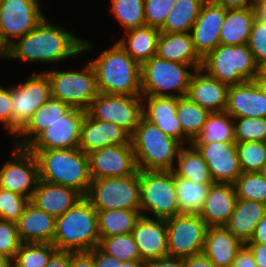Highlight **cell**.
<instances>
[{
	"mask_svg": "<svg viewBox=\"0 0 266 267\" xmlns=\"http://www.w3.org/2000/svg\"><path fill=\"white\" fill-rule=\"evenodd\" d=\"M46 17L29 33L20 37L5 50V58L23 61L58 63L93 48L63 27L47 23Z\"/></svg>",
	"mask_w": 266,
	"mask_h": 267,
	"instance_id": "obj_1",
	"label": "cell"
},
{
	"mask_svg": "<svg viewBox=\"0 0 266 267\" xmlns=\"http://www.w3.org/2000/svg\"><path fill=\"white\" fill-rule=\"evenodd\" d=\"M99 93L141 96V65L114 43L91 60Z\"/></svg>",
	"mask_w": 266,
	"mask_h": 267,
	"instance_id": "obj_2",
	"label": "cell"
},
{
	"mask_svg": "<svg viewBox=\"0 0 266 267\" xmlns=\"http://www.w3.org/2000/svg\"><path fill=\"white\" fill-rule=\"evenodd\" d=\"M39 166V180L71 187L85 196L92 181L88 155L79 148L29 150Z\"/></svg>",
	"mask_w": 266,
	"mask_h": 267,
	"instance_id": "obj_3",
	"label": "cell"
},
{
	"mask_svg": "<svg viewBox=\"0 0 266 267\" xmlns=\"http://www.w3.org/2000/svg\"><path fill=\"white\" fill-rule=\"evenodd\" d=\"M99 241L97 210L85 197L55 219L52 244L57 250L86 252Z\"/></svg>",
	"mask_w": 266,
	"mask_h": 267,
	"instance_id": "obj_4",
	"label": "cell"
},
{
	"mask_svg": "<svg viewBox=\"0 0 266 267\" xmlns=\"http://www.w3.org/2000/svg\"><path fill=\"white\" fill-rule=\"evenodd\" d=\"M130 141L138 170L172 171L183 147L144 117L130 136Z\"/></svg>",
	"mask_w": 266,
	"mask_h": 267,
	"instance_id": "obj_5",
	"label": "cell"
},
{
	"mask_svg": "<svg viewBox=\"0 0 266 267\" xmlns=\"http://www.w3.org/2000/svg\"><path fill=\"white\" fill-rule=\"evenodd\" d=\"M201 69L228 86L256 80L260 74V68L247 44L220 43L202 59Z\"/></svg>",
	"mask_w": 266,
	"mask_h": 267,
	"instance_id": "obj_6",
	"label": "cell"
},
{
	"mask_svg": "<svg viewBox=\"0 0 266 267\" xmlns=\"http://www.w3.org/2000/svg\"><path fill=\"white\" fill-rule=\"evenodd\" d=\"M192 68V71L188 69ZM194 67L164 60L158 55L141 65V96H186ZM175 90L177 94L169 92Z\"/></svg>",
	"mask_w": 266,
	"mask_h": 267,
	"instance_id": "obj_7",
	"label": "cell"
},
{
	"mask_svg": "<svg viewBox=\"0 0 266 267\" xmlns=\"http://www.w3.org/2000/svg\"><path fill=\"white\" fill-rule=\"evenodd\" d=\"M139 182L141 215L166 220L180 214L172 171L139 170Z\"/></svg>",
	"mask_w": 266,
	"mask_h": 267,
	"instance_id": "obj_8",
	"label": "cell"
},
{
	"mask_svg": "<svg viewBox=\"0 0 266 267\" xmlns=\"http://www.w3.org/2000/svg\"><path fill=\"white\" fill-rule=\"evenodd\" d=\"M84 197L96 210H140L139 170L126 177L94 179Z\"/></svg>",
	"mask_w": 266,
	"mask_h": 267,
	"instance_id": "obj_9",
	"label": "cell"
},
{
	"mask_svg": "<svg viewBox=\"0 0 266 267\" xmlns=\"http://www.w3.org/2000/svg\"><path fill=\"white\" fill-rule=\"evenodd\" d=\"M44 73L50 81L51 96L71 108L87 110L99 95L96 74L90 62L80 72L48 70Z\"/></svg>",
	"mask_w": 266,
	"mask_h": 267,
	"instance_id": "obj_10",
	"label": "cell"
},
{
	"mask_svg": "<svg viewBox=\"0 0 266 267\" xmlns=\"http://www.w3.org/2000/svg\"><path fill=\"white\" fill-rule=\"evenodd\" d=\"M86 112L97 120L113 122L130 136L143 117L141 96L99 93Z\"/></svg>",
	"mask_w": 266,
	"mask_h": 267,
	"instance_id": "obj_11",
	"label": "cell"
},
{
	"mask_svg": "<svg viewBox=\"0 0 266 267\" xmlns=\"http://www.w3.org/2000/svg\"><path fill=\"white\" fill-rule=\"evenodd\" d=\"M39 4L38 0H3L0 5V46L4 51L43 21L45 16Z\"/></svg>",
	"mask_w": 266,
	"mask_h": 267,
	"instance_id": "obj_12",
	"label": "cell"
},
{
	"mask_svg": "<svg viewBox=\"0 0 266 267\" xmlns=\"http://www.w3.org/2000/svg\"><path fill=\"white\" fill-rule=\"evenodd\" d=\"M168 256L202 253L208 225L198 214H178L166 219Z\"/></svg>",
	"mask_w": 266,
	"mask_h": 267,
	"instance_id": "obj_13",
	"label": "cell"
},
{
	"mask_svg": "<svg viewBox=\"0 0 266 267\" xmlns=\"http://www.w3.org/2000/svg\"><path fill=\"white\" fill-rule=\"evenodd\" d=\"M50 97V81L44 72L33 74L22 84L11 86L12 135L16 136L34 112Z\"/></svg>",
	"mask_w": 266,
	"mask_h": 267,
	"instance_id": "obj_14",
	"label": "cell"
},
{
	"mask_svg": "<svg viewBox=\"0 0 266 267\" xmlns=\"http://www.w3.org/2000/svg\"><path fill=\"white\" fill-rule=\"evenodd\" d=\"M11 156L13 159L4 163L0 170V188L31 200L39 181V166L35 154L27 148L15 146Z\"/></svg>",
	"mask_w": 266,
	"mask_h": 267,
	"instance_id": "obj_15",
	"label": "cell"
},
{
	"mask_svg": "<svg viewBox=\"0 0 266 267\" xmlns=\"http://www.w3.org/2000/svg\"><path fill=\"white\" fill-rule=\"evenodd\" d=\"M85 115L86 110L71 108L42 131L26 148L28 150L79 148L81 125Z\"/></svg>",
	"mask_w": 266,
	"mask_h": 267,
	"instance_id": "obj_16",
	"label": "cell"
},
{
	"mask_svg": "<svg viewBox=\"0 0 266 267\" xmlns=\"http://www.w3.org/2000/svg\"><path fill=\"white\" fill-rule=\"evenodd\" d=\"M87 155L92 180L126 177L138 171L131 141L125 145L105 146Z\"/></svg>",
	"mask_w": 266,
	"mask_h": 267,
	"instance_id": "obj_17",
	"label": "cell"
},
{
	"mask_svg": "<svg viewBox=\"0 0 266 267\" xmlns=\"http://www.w3.org/2000/svg\"><path fill=\"white\" fill-rule=\"evenodd\" d=\"M206 161L214 183L234 184L242 174L236 142L192 143Z\"/></svg>",
	"mask_w": 266,
	"mask_h": 267,
	"instance_id": "obj_18",
	"label": "cell"
},
{
	"mask_svg": "<svg viewBox=\"0 0 266 267\" xmlns=\"http://www.w3.org/2000/svg\"><path fill=\"white\" fill-rule=\"evenodd\" d=\"M227 10L206 0L190 30L193 44L198 55L203 59L220 44V30L225 20Z\"/></svg>",
	"mask_w": 266,
	"mask_h": 267,
	"instance_id": "obj_19",
	"label": "cell"
},
{
	"mask_svg": "<svg viewBox=\"0 0 266 267\" xmlns=\"http://www.w3.org/2000/svg\"><path fill=\"white\" fill-rule=\"evenodd\" d=\"M141 260L149 261L168 256L167 227L165 219H151L141 215L131 232Z\"/></svg>",
	"mask_w": 266,
	"mask_h": 267,
	"instance_id": "obj_20",
	"label": "cell"
},
{
	"mask_svg": "<svg viewBox=\"0 0 266 267\" xmlns=\"http://www.w3.org/2000/svg\"><path fill=\"white\" fill-rule=\"evenodd\" d=\"M225 111L233 119L266 117V93L257 80L229 86Z\"/></svg>",
	"mask_w": 266,
	"mask_h": 267,
	"instance_id": "obj_21",
	"label": "cell"
},
{
	"mask_svg": "<svg viewBox=\"0 0 266 267\" xmlns=\"http://www.w3.org/2000/svg\"><path fill=\"white\" fill-rule=\"evenodd\" d=\"M130 142V135L113 122L92 118L87 112L81 125L80 145L84 153L110 145H125Z\"/></svg>",
	"mask_w": 266,
	"mask_h": 267,
	"instance_id": "obj_22",
	"label": "cell"
},
{
	"mask_svg": "<svg viewBox=\"0 0 266 267\" xmlns=\"http://www.w3.org/2000/svg\"><path fill=\"white\" fill-rule=\"evenodd\" d=\"M228 88V85L199 68L191 76L186 96L211 113L223 112L227 107Z\"/></svg>",
	"mask_w": 266,
	"mask_h": 267,
	"instance_id": "obj_23",
	"label": "cell"
},
{
	"mask_svg": "<svg viewBox=\"0 0 266 267\" xmlns=\"http://www.w3.org/2000/svg\"><path fill=\"white\" fill-rule=\"evenodd\" d=\"M143 117L183 145V129L177 118V97L141 96ZM144 97V98H143ZM145 99V100H144ZM147 104V107L145 105Z\"/></svg>",
	"mask_w": 266,
	"mask_h": 267,
	"instance_id": "obj_24",
	"label": "cell"
},
{
	"mask_svg": "<svg viewBox=\"0 0 266 267\" xmlns=\"http://www.w3.org/2000/svg\"><path fill=\"white\" fill-rule=\"evenodd\" d=\"M83 197L74 188L39 180L30 202L38 209L57 218Z\"/></svg>",
	"mask_w": 266,
	"mask_h": 267,
	"instance_id": "obj_25",
	"label": "cell"
},
{
	"mask_svg": "<svg viewBox=\"0 0 266 267\" xmlns=\"http://www.w3.org/2000/svg\"><path fill=\"white\" fill-rule=\"evenodd\" d=\"M234 184L213 183L198 214L208 226H225L237 202Z\"/></svg>",
	"mask_w": 266,
	"mask_h": 267,
	"instance_id": "obj_26",
	"label": "cell"
},
{
	"mask_svg": "<svg viewBox=\"0 0 266 267\" xmlns=\"http://www.w3.org/2000/svg\"><path fill=\"white\" fill-rule=\"evenodd\" d=\"M55 219L29 201L22 215L15 222L20 241L22 243L52 244Z\"/></svg>",
	"mask_w": 266,
	"mask_h": 267,
	"instance_id": "obj_27",
	"label": "cell"
},
{
	"mask_svg": "<svg viewBox=\"0 0 266 267\" xmlns=\"http://www.w3.org/2000/svg\"><path fill=\"white\" fill-rule=\"evenodd\" d=\"M243 245L225 226H208L202 252L216 267H231Z\"/></svg>",
	"mask_w": 266,
	"mask_h": 267,
	"instance_id": "obj_28",
	"label": "cell"
},
{
	"mask_svg": "<svg viewBox=\"0 0 266 267\" xmlns=\"http://www.w3.org/2000/svg\"><path fill=\"white\" fill-rule=\"evenodd\" d=\"M157 55L164 60L189 64L194 69L202 66V58L196 52L189 32H161L158 38Z\"/></svg>",
	"mask_w": 266,
	"mask_h": 267,
	"instance_id": "obj_29",
	"label": "cell"
},
{
	"mask_svg": "<svg viewBox=\"0 0 266 267\" xmlns=\"http://www.w3.org/2000/svg\"><path fill=\"white\" fill-rule=\"evenodd\" d=\"M70 109L71 107L68 104L51 96L19 130L16 137L25 135V140L23 139L21 142L16 139L17 142H14L15 146L26 148L42 131L60 119Z\"/></svg>",
	"mask_w": 266,
	"mask_h": 267,
	"instance_id": "obj_30",
	"label": "cell"
},
{
	"mask_svg": "<svg viewBox=\"0 0 266 267\" xmlns=\"http://www.w3.org/2000/svg\"><path fill=\"white\" fill-rule=\"evenodd\" d=\"M265 215V203L237 199L234 211L225 227L245 244L250 241L255 232L256 224Z\"/></svg>",
	"mask_w": 266,
	"mask_h": 267,
	"instance_id": "obj_31",
	"label": "cell"
},
{
	"mask_svg": "<svg viewBox=\"0 0 266 267\" xmlns=\"http://www.w3.org/2000/svg\"><path fill=\"white\" fill-rule=\"evenodd\" d=\"M160 30L144 25L126 31V38L118 41L119 45L140 65L157 55Z\"/></svg>",
	"mask_w": 266,
	"mask_h": 267,
	"instance_id": "obj_32",
	"label": "cell"
},
{
	"mask_svg": "<svg viewBox=\"0 0 266 267\" xmlns=\"http://www.w3.org/2000/svg\"><path fill=\"white\" fill-rule=\"evenodd\" d=\"M256 12L253 7L227 10L220 30V43L224 45L247 44Z\"/></svg>",
	"mask_w": 266,
	"mask_h": 267,
	"instance_id": "obj_33",
	"label": "cell"
},
{
	"mask_svg": "<svg viewBox=\"0 0 266 267\" xmlns=\"http://www.w3.org/2000/svg\"><path fill=\"white\" fill-rule=\"evenodd\" d=\"M189 146H183L180 149L176 159L178 167L174 168L172 172L178 177L195 183L213 184L206 161L192 144Z\"/></svg>",
	"mask_w": 266,
	"mask_h": 267,
	"instance_id": "obj_34",
	"label": "cell"
},
{
	"mask_svg": "<svg viewBox=\"0 0 266 267\" xmlns=\"http://www.w3.org/2000/svg\"><path fill=\"white\" fill-rule=\"evenodd\" d=\"M211 112L194 103L188 96L177 98L176 115L183 129L184 143L192 144L202 131Z\"/></svg>",
	"mask_w": 266,
	"mask_h": 267,
	"instance_id": "obj_35",
	"label": "cell"
},
{
	"mask_svg": "<svg viewBox=\"0 0 266 267\" xmlns=\"http://www.w3.org/2000/svg\"><path fill=\"white\" fill-rule=\"evenodd\" d=\"M100 239L117 234L131 233L141 216L140 210H97Z\"/></svg>",
	"mask_w": 266,
	"mask_h": 267,
	"instance_id": "obj_36",
	"label": "cell"
},
{
	"mask_svg": "<svg viewBox=\"0 0 266 267\" xmlns=\"http://www.w3.org/2000/svg\"><path fill=\"white\" fill-rule=\"evenodd\" d=\"M206 0H176L174 8L166 17L164 25L159 29L165 33L190 32Z\"/></svg>",
	"mask_w": 266,
	"mask_h": 267,
	"instance_id": "obj_37",
	"label": "cell"
},
{
	"mask_svg": "<svg viewBox=\"0 0 266 267\" xmlns=\"http://www.w3.org/2000/svg\"><path fill=\"white\" fill-rule=\"evenodd\" d=\"M180 214H199L212 184H199L174 174Z\"/></svg>",
	"mask_w": 266,
	"mask_h": 267,
	"instance_id": "obj_38",
	"label": "cell"
},
{
	"mask_svg": "<svg viewBox=\"0 0 266 267\" xmlns=\"http://www.w3.org/2000/svg\"><path fill=\"white\" fill-rule=\"evenodd\" d=\"M234 123L233 118L226 111L212 112L193 143L236 142Z\"/></svg>",
	"mask_w": 266,
	"mask_h": 267,
	"instance_id": "obj_39",
	"label": "cell"
},
{
	"mask_svg": "<svg viewBox=\"0 0 266 267\" xmlns=\"http://www.w3.org/2000/svg\"><path fill=\"white\" fill-rule=\"evenodd\" d=\"M56 251L49 243H21L12 261L13 267H45Z\"/></svg>",
	"mask_w": 266,
	"mask_h": 267,
	"instance_id": "obj_40",
	"label": "cell"
},
{
	"mask_svg": "<svg viewBox=\"0 0 266 267\" xmlns=\"http://www.w3.org/2000/svg\"><path fill=\"white\" fill-rule=\"evenodd\" d=\"M111 11L125 31L146 25L144 0H111Z\"/></svg>",
	"mask_w": 266,
	"mask_h": 267,
	"instance_id": "obj_41",
	"label": "cell"
},
{
	"mask_svg": "<svg viewBox=\"0 0 266 267\" xmlns=\"http://www.w3.org/2000/svg\"><path fill=\"white\" fill-rule=\"evenodd\" d=\"M98 247L121 262L141 260L138 247L131 233L104 237L100 239Z\"/></svg>",
	"mask_w": 266,
	"mask_h": 267,
	"instance_id": "obj_42",
	"label": "cell"
},
{
	"mask_svg": "<svg viewBox=\"0 0 266 267\" xmlns=\"http://www.w3.org/2000/svg\"><path fill=\"white\" fill-rule=\"evenodd\" d=\"M238 199L266 204V179L258 172L242 173L234 182Z\"/></svg>",
	"mask_w": 266,
	"mask_h": 267,
	"instance_id": "obj_43",
	"label": "cell"
},
{
	"mask_svg": "<svg viewBox=\"0 0 266 267\" xmlns=\"http://www.w3.org/2000/svg\"><path fill=\"white\" fill-rule=\"evenodd\" d=\"M237 153L242 173L258 172L266 161V142L237 143Z\"/></svg>",
	"mask_w": 266,
	"mask_h": 267,
	"instance_id": "obj_44",
	"label": "cell"
},
{
	"mask_svg": "<svg viewBox=\"0 0 266 267\" xmlns=\"http://www.w3.org/2000/svg\"><path fill=\"white\" fill-rule=\"evenodd\" d=\"M236 143L247 141L266 142V117L235 118Z\"/></svg>",
	"mask_w": 266,
	"mask_h": 267,
	"instance_id": "obj_45",
	"label": "cell"
},
{
	"mask_svg": "<svg viewBox=\"0 0 266 267\" xmlns=\"http://www.w3.org/2000/svg\"><path fill=\"white\" fill-rule=\"evenodd\" d=\"M29 201L27 197L0 188V219L16 222Z\"/></svg>",
	"mask_w": 266,
	"mask_h": 267,
	"instance_id": "obj_46",
	"label": "cell"
},
{
	"mask_svg": "<svg viewBox=\"0 0 266 267\" xmlns=\"http://www.w3.org/2000/svg\"><path fill=\"white\" fill-rule=\"evenodd\" d=\"M247 45L258 67L263 68L266 65V21L255 18Z\"/></svg>",
	"mask_w": 266,
	"mask_h": 267,
	"instance_id": "obj_47",
	"label": "cell"
},
{
	"mask_svg": "<svg viewBox=\"0 0 266 267\" xmlns=\"http://www.w3.org/2000/svg\"><path fill=\"white\" fill-rule=\"evenodd\" d=\"M176 0H144L145 22L147 26L160 29Z\"/></svg>",
	"mask_w": 266,
	"mask_h": 267,
	"instance_id": "obj_48",
	"label": "cell"
},
{
	"mask_svg": "<svg viewBox=\"0 0 266 267\" xmlns=\"http://www.w3.org/2000/svg\"><path fill=\"white\" fill-rule=\"evenodd\" d=\"M21 243L16 223L0 219V254L13 261Z\"/></svg>",
	"mask_w": 266,
	"mask_h": 267,
	"instance_id": "obj_49",
	"label": "cell"
},
{
	"mask_svg": "<svg viewBox=\"0 0 266 267\" xmlns=\"http://www.w3.org/2000/svg\"><path fill=\"white\" fill-rule=\"evenodd\" d=\"M0 122L12 134L11 87L7 89L0 86Z\"/></svg>",
	"mask_w": 266,
	"mask_h": 267,
	"instance_id": "obj_50",
	"label": "cell"
},
{
	"mask_svg": "<svg viewBox=\"0 0 266 267\" xmlns=\"http://www.w3.org/2000/svg\"><path fill=\"white\" fill-rule=\"evenodd\" d=\"M93 255L94 267H119L121 261L103 252L98 246L89 251Z\"/></svg>",
	"mask_w": 266,
	"mask_h": 267,
	"instance_id": "obj_51",
	"label": "cell"
},
{
	"mask_svg": "<svg viewBox=\"0 0 266 267\" xmlns=\"http://www.w3.org/2000/svg\"><path fill=\"white\" fill-rule=\"evenodd\" d=\"M231 267H258L250 249L244 244L238 251Z\"/></svg>",
	"mask_w": 266,
	"mask_h": 267,
	"instance_id": "obj_52",
	"label": "cell"
},
{
	"mask_svg": "<svg viewBox=\"0 0 266 267\" xmlns=\"http://www.w3.org/2000/svg\"><path fill=\"white\" fill-rule=\"evenodd\" d=\"M70 267H94L93 255L89 252H71Z\"/></svg>",
	"mask_w": 266,
	"mask_h": 267,
	"instance_id": "obj_53",
	"label": "cell"
},
{
	"mask_svg": "<svg viewBox=\"0 0 266 267\" xmlns=\"http://www.w3.org/2000/svg\"><path fill=\"white\" fill-rule=\"evenodd\" d=\"M146 267H185L183 257L166 256L146 261Z\"/></svg>",
	"mask_w": 266,
	"mask_h": 267,
	"instance_id": "obj_54",
	"label": "cell"
},
{
	"mask_svg": "<svg viewBox=\"0 0 266 267\" xmlns=\"http://www.w3.org/2000/svg\"><path fill=\"white\" fill-rule=\"evenodd\" d=\"M185 267H216L202 252L184 258Z\"/></svg>",
	"mask_w": 266,
	"mask_h": 267,
	"instance_id": "obj_55",
	"label": "cell"
},
{
	"mask_svg": "<svg viewBox=\"0 0 266 267\" xmlns=\"http://www.w3.org/2000/svg\"><path fill=\"white\" fill-rule=\"evenodd\" d=\"M253 254L254 260L258 267H266V244L245 243Z\"/></svg>",
	"mask_w": 266,
	"mask_h": 267,
	"instance_id": "obj_56",
	"label": "cell"
},
{
	"mask_svg": "<svg viewBox=\"0 0 266 267\" xmlns=\"http://www.w3.org/2000/svg\"><path fill=\"white\" fill-rule=\"evenodd\" d=\"M70 251L57 250L45 267H70Z\"/></svg>",
	"mask_w": 266,
	"mask_h": 267,
	"instance_id": "obj_57",
	"label": "cell"
},
{
	"mask_svg": "<svg viewBox=\"0 0 266 267\" xmlns=\"http://www.w3.org/2000/svg\"><path fill=\"white\" fill-rule=\"evenodd\" d=\"M226 10L245 9L253 7V0H212Z\"/></svg>",
	"mask_w": 266,
	"mask_h": 267,
	"instance_id": "obj_58",
	"label": "cell"
},
{
	"mask_svg": "<svg viewBox=\"0 0 266 267\" xmlns=\"http://www.w3.org/2000/svg\"><path fill=\"white\" fill-rule=\"evenodd\" d=\"M247 243L266 244V215L256 224L255 232Z\"/></svg>",
	"mask_w": 266,
	"mask_h": 267,
	"instance_id": "obj_59",
	"label": "cell"
},
{
	"mask_svg": "<svg viewBox=\"0 0 266 267\" xmlns=\"http://www.w3.org/2000/svg\"><path fill=\"white\" fill-rule=\"evenodd\" d=\"M256 17L266 21V0H256L253 4Z\"/></svg>",
	"mask_w": 266,
	"mask_h": 267,
	"instance_id": "obj_60",
	"label": "cell"
},
{
	"mask_svg": "<svg viewBox=\"0 0 266 267\" xmlns=\"http://www.w3.org/2000/svg\"><path fill=\"white\" fill-rule=\"evenodd\" d=\"M119 267H146V261H122Z\"/></svg>",
	"mask_w": 266,
	"mask_h": 267,
	"instance_id": "obj_61",
	"label": "cell"
},
{
	"mask_svg": "<svg viewBox=\"0 0 266 267\" xmlns=\"http://www.w3.org/2000/svg\"><path fill=\"white\" fill-rule=\"evenodd\" d=\"M0 267H13L12 260L0 254Z\"/></svg>",
	"mask_w": 266,
	"mask_h": 267,
	"instance_id": "obj_62",
	"label": "cell"
},
{
	"mask_svg": "<svg viewBox=\"0 0 266 267\" xmlns=\"http://www.w3.org/2000/svg\"><path fill=\"white\" fill-rule=\"evenodd\" d=\"M256 80L261 86V88L264 90V92L266 93V77L260 72Z\"/></svg>",
	"mask_w": 266,
	"mask_h": 267,
	"instance_id": "obj_63",
	"label": "cell"
},
{
	"mask_svg": "<svg viewBox=\"0 0 266 267\" xmlns=\"http://www.w3.org/2000/svg\"><path fill=\"white\" fill-rule=\"evenodd\" d=\"M258 173L261 174L266 179V161L262 164Z\"/></svg>",
	"mask_w": 266,
	"mask_h": 267,
	"instance_id": "obj_64",
	"label": "cell"
},
{
	"mask_svg": "<svg viewBox=\"0 0 266 267\" xmlns=\"http://www.w3.org/2000/svg\"><path fill=\"white\" fill-rule=\"evenodd\" d=\"M5 56V51L0 46V58H3Z\"/></svg>",
	"mask_w": 266,
	"mask_h": 267,
	"instance_id": "obj_65",
	"label": "cell"
},
{
	"mask_svg": "<svg viewBox=\"0 0 266 267\" xmlns=\"http://www.w3.org/2000/svg\"><path fill=\"white\" fill-rule=\"evenodd\" d=\"M260 72L266 77V65L260 69Z\"/></svg>",
	"mask_w": 266,
	"mask_h": 267,
	"instance_id": "obj_66",
	"label": "cell"
}]
</instances>
